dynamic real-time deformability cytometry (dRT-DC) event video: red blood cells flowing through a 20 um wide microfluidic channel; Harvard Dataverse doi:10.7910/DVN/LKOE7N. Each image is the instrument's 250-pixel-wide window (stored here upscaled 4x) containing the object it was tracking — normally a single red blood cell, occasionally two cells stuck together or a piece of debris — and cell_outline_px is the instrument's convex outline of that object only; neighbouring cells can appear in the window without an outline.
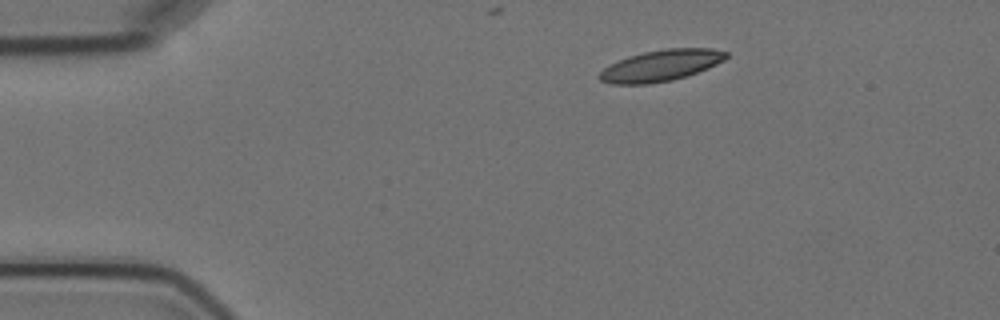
{"species": "Egyptian fruit bat (a non-hibernating species)", "species_latin": "Rousettus aegyptiacus", "temperature_condition": "cold", "stored_images_in_passage": 4, "segment_of_instrument_passage": [1, 2], "camera_frame_rate_fps": 3000, "um_per_image_px": 0.085, "animal": {"sex": "female"}, "frame": {"image": 1, "passage_image": 1, "time_ms": 0.0, "image_size_px": [1000, 320], "cell_outline_px": [[728, 56], [724, 60], [708, 68], [672, 80], [648, 84], [612, 84], [600, 80], [600, 72], [608, 64], [628, 56], [644, 52], [664, 48], [712, 48], [728, 52]], "centroid_in_image_um": [56.17, 5.56], "position_along_channel_um": 28.8, "area_um2": 23.0}}